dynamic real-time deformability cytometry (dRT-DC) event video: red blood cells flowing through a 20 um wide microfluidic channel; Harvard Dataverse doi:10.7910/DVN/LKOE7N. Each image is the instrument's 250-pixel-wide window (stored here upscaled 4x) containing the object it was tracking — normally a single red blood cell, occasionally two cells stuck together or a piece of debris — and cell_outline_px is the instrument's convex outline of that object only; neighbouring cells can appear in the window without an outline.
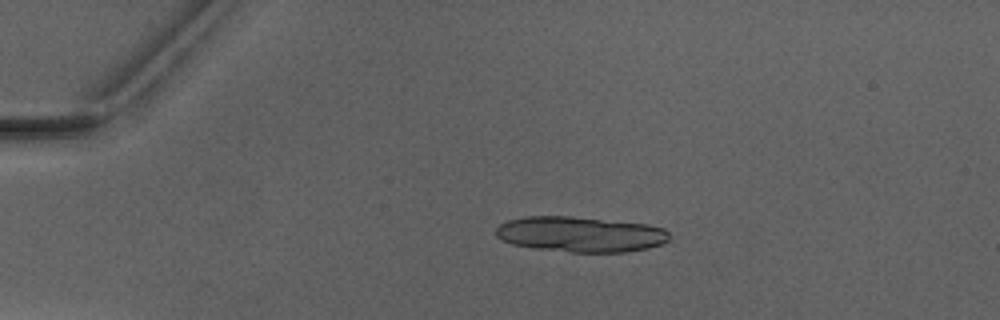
{"species": "Egyptian fruit bat (a non-hibernating species)", "species_latin": "Rousettus aegyptiacus", "temperature_condition": "warm", "stored_images_in_passage": 5, "camera_frame_rate_fps": 3000, "um_per_image_px": 0.085, "animal": {"sex": "male"}, "frame": {"image": 1, "passage_image": 3, "time_ms": 2.667, "image_size_px": [1000, 320], "cell_outline_px": [[668, 240], [664, 244], [648, 248], [624, 252], [572, 252], [536, 248], [512, 244], [496, 236], [496, 228], [500, 224], [508, 220], [524, 216], [572, 216], [648, 224], [664, 228], [668, 232]], "centroid_in_image_um": [49.35, 19.9], "position_along_channel_um": 35.6, "area_um2": 35.84}}
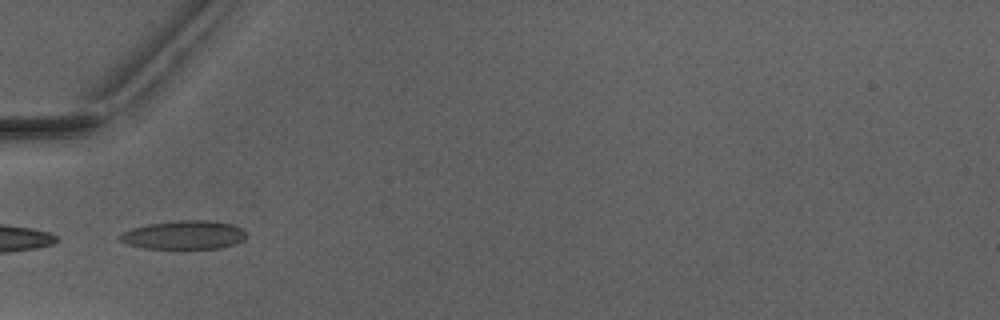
{"frame": {"image": 2, "passage_image": 5, "time_ms": 5.0, "image_size_px": [1000, 320], "cell_outline_px": [[248, 236], [244, 240], [236, 244], [220, 248], [180, 252], [144, 248], [128, 244], [120, 240], [116, 236], [120, 232], [132, 228], [148, 224], [176, 220], [208, 220], [232, 224], [244, 228]], "centroid_in_image_um": [15.65, 20.02], "position_along_channel_um": 69.4, "area_um2": 22.48}}